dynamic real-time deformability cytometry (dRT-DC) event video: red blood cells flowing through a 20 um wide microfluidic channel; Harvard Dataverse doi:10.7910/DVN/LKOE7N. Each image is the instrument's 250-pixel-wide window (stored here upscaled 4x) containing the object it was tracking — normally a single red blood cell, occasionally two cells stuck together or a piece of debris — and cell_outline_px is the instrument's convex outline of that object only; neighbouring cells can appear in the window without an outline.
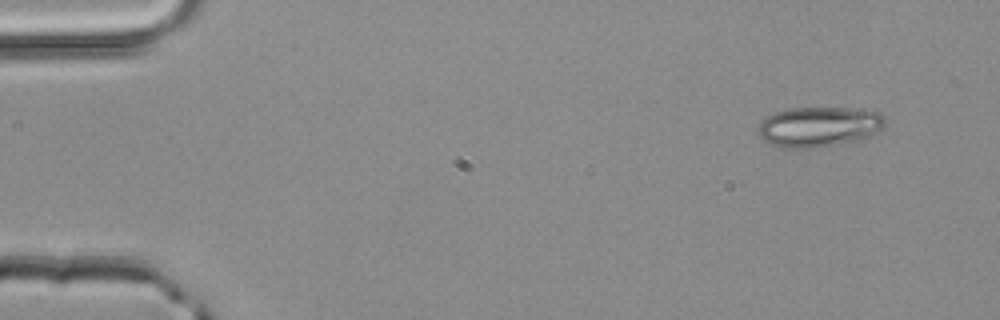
{"species": "common noctule bat (a hibernating species)", "species_latin": "Nyctalus noctula", "temperature_condition": "room temperature", "stored_images_in_passage": 2, "camera_frame_rate_fps": 3000, "um_per_image_px": 0.085, "animal": {"sex": "male", "body_mass_g": 20.4}, "frame": {"image": 1, "passage_image": 1, "time_ms": 0.0, "image_size_px": [1000, 320], "cell_outline_px": [[888, 120], [884, 128], [860, 140], [812, 148], [780, 148], [764, 140], [760, 136], [756, 128], [760, 120], [776, 112], [788, 108], [848, 108], [880, 112]], "centroid_in_image_um": [69.61, 10.77], "position_along_channel_um": 15.4, "area_um2": 29.94}}